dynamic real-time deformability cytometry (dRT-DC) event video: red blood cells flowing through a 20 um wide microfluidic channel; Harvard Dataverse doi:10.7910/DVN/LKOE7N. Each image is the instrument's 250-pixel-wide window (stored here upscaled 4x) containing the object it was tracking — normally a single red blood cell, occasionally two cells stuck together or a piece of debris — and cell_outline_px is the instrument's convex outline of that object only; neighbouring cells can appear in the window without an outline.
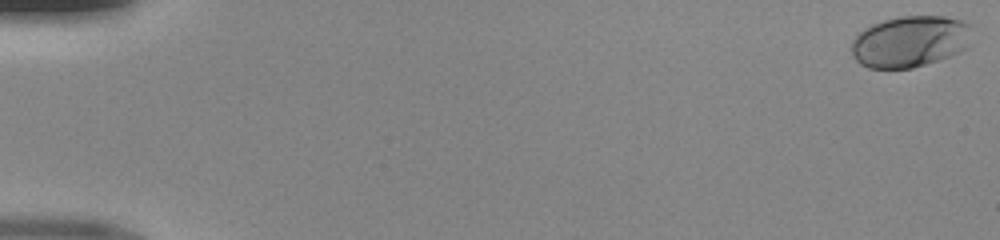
{"species": "human", "species_latin": "Homo sapiens", "temperature_condition": "room temperature", "stored_images_in_passage": 24, "camera_frame_rate_fps": 3000, "um_per_image_px": 0.085, "donor": {"sex": "male"}, "frame": {"image": 1, "passage_image": 1, "time_ms": 0.0, "image_size_px": [1000, 240], "cell_outline_px": [[972, 24], [964, 48], [960, 52], [912, 68], [868, 68], [860, 64], [852, 56], [852, 40], [864, 28], [872, 24], [884, 20], [900, 16], [944, 16], [964, 20]], "centroid_in_image_um": [77.32, 3.51], "position_along_channel_um": 7.7, "area_um2": 35.84}}
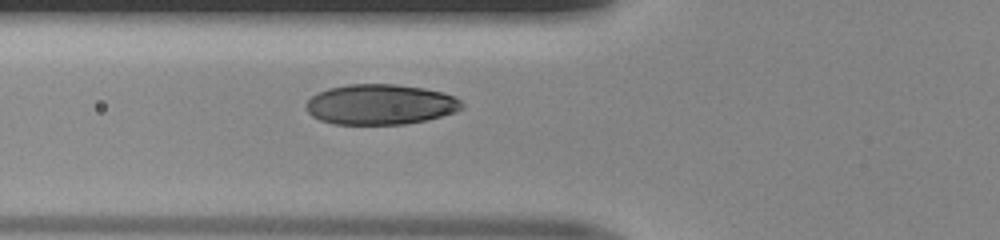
{"frame": {"image": 2, "passage_image": 20, "time_ms": 6.333, "image_size_px": [1000, 240], "cell_outline_px": [[464, 108], [456, 112], [428, 120], [404, 124], [332, 124], [320, 120], [312, 116], [304, 108], [304, 104], [316, 92], [328, 88], [348, 84], [396, 84], [424, 88], [444, 92], [460, 100], [464, 104]], "centroid_in_image_um": [32.32, 8.88], "position_along_channel_um": 93.5, "area_um2": 37.05}}
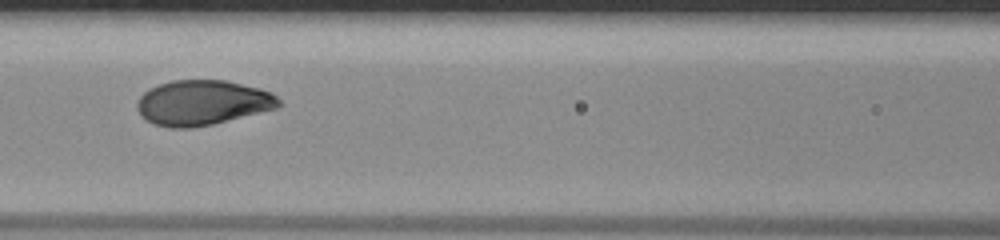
{"frame": {"image": 3, "passage_image": 24, "time_ms": 7.667, "image_size_px": [1000, 240], "cell_outline_px": [[280, 108], [212, 124], [192, 128], [168, 128], [152, 124], [144, 120], [140, 116], [136, 108], [136, 104], [140, 96], [144, 92], [160, 84], [172, 80], [224, 80], [260, 88], [272, 92], [280, 100]], "centroid_in_image_um": [17.2, 8.74], "position_along_channel_um": 149.4, "area_um2": 37.51}}